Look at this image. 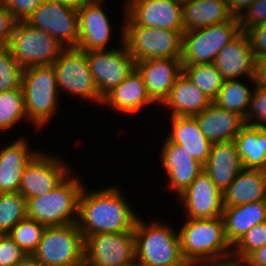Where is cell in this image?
<instances>
[{"label":"cell","mask_w":266,"mask_h":266,"mask_svg":"<svg viewBox=\"0 0 266 266\" xmlns=\"http://www.w3.org/2000/svg\"><path fill=\"white\" fill-rule=\"evenodd\" d=\"M120 185L96 190L83 187L78 203L77 226L83 236L96 233H123L134 230L140 216L124 197Z\"/></svg>","instance_id":"obj_1"},{"label":"cell","mask_w":266,"mask_h":266,"mask_svg":"<svg viewBox=\"0 0 266 266\" xmlns=\"http://www.w3.org/2000/svg\"><path fill=\"white\" fill-rule=\"evenodd\" d=\"M139 216L134 227L136 266H185L178 231L159 219Z\"/></svg>","instance_id":"obj_2"},{"label":"cell","mask_w":266,"mask_h":266,"mask_svg":"<svg viewBox=\"0 0 266 266\" xmlns=\"http://www.w3.org/2000/svg\"><path fill=\"white\" fill-rule=\"evenodd\" d=\"M181 225L178 234L181 254L186 262L232 257V246L226 239L222 217L186 218Z\"/></svg>","instance_id":"obj_3"},{"label":"cell","mask_w":266,"mask_h":266,"mask_svg":"<svg viewBox=\"0 0 266 266\" xmlns=\"http://www.w3.org/2000/svg\"><path fill=\"white\" fill-rule=\"evenodd\" d=\"M75 173V174H74ZM72 171L56 188L39 197L26 200V216L45 227L77 223L83 179Z\"/></svg>","instance_id":"obj_4"},{"label":"cell","mask_w":266,"mask_h":266,"mask_svg":"<svg viewBox=\"0 0 266 266\" xmlns=\"http://www.w3.org/2000/svg\"><path fill=\"white\" fill-rule=\"evenodd\" d=\"M22 91L25 112L34 131L40 132L60 111V95L53 65L24 68ZM40 129V130H39Z\"/></svg>","instance_id":"obj_5"},{"label":"cell","mask_w":266,"mask_h":266,"mask_svg":"<svg viewBox=\"0 0 266 266\" xmlns=\"http://www.w3.org/2000/svg\"><path fill=\"white\" fill-rule=\"evenodd\" d=\"M124 4L123 43L135 62L149 59L181 58L184 30H169L137 25Z\"/></svg>","instance_id":"obj_6"},{"label":"cell","mask_w":266,"mask_h":266,"mask_svg":"<svg viewBox=\"0 0 266 266\" xmlns=\"http://www.w3.org/2000/svg\"><path fill=\"white\" fill-rule=\"evenodd\" d=\"M239 20H230L183 33L182 66L214 63L220 50L241 33Z\"/></svg>","instance_id":"obj_7"},{"label":"cell","mask_w":266,"mask_h":266,"mask_svg":"<svg viewBox=\"0 0 266 266\" xmlns=\"http://www.w3.org/2000/svg\"><path fill=\"white\" fill-rule=\"evenodd\" d=\"M7 47L22 68L53 65L65 49L49 33L25 20L17 21Z\"/></svg>","instance_id":"obj_8"},{"label":"cell","mask_w":266,"mask_h":266,"mask_svg":"<svg viewBox=\"0 0 266 266\" xmlns=\"http://www.w3.org/2000/svg\"><path fill=\"white\" fill-rule=\"evenodd\" d=\"M32 255L43 266H78L84 260V236L77 223L46 227Z\"/></svg>","instance_id":"obj_9"},{"label":"cell","mask_w":266,"mask_h":266,"mask_svg":"<svg viewBox=\"0 0 266 266\" xmlns=\"http://www.w3.org/2000/svg\"><path fill=\"white\" fill-rule=\"evenodd\" d=\"M53 66L60 96L62 93H68L71 97L77 96L83 101L85 99V102L101 106L103 98L95 86L87 63L86 51L65 48Z\"/></svg>","instance_id":"obj_10"},{"label":"cell","mask_w":266,"mask_h":266,"mask_svg":"<svg viewBox=\"0 0 266 266\" xmlns=\"http://www.w3.org/2000/svg\"><path fill=\"white\" fill-rule=\"evenodd\" d=\"M121 30L120 48L112 47L108 50L86 52L90 72L102 98L125 80L136 68L135 60L123 43V23Z\"/></svg>","instance_id":"obj_11"},{"label":"cell","mask_w":266,"mask_h":266,"mask_svg":"<svg viewBox=\"0 0 266 266\" xmlns=\"http://www.w3.org/2000/svg\"><path fill=\"white\" fill-rule=\"evenodd\" d=\"M66 162L65 158L41 149L22 174L19 193L28 200L52 191L73 171Z\"/></svg>","instance_id":"obj_12"},{"label":"cell","mask_w":266,"mask_h":266,"mask_svg":"<svg viewBox=\"0 0 266 266\" xmlns=\"http://www.w3.org/2000/svg\"><path fill=\"white\" fill-rule=\"evenodd\" d=\"M84 259L99 266H136L134 231L85 236Z\"/></svg>","instance_id":"obj_13"},{"label":"cell","mask_w":266,"mask_h":266,"mask_svg":"<svg viewBox=\"0 0 266 266\" xmlns=\"http://www.w3.org/2000/svg\"><path fill=\"white\" fill-rule=\"evenodd\" d=\"M25 21L49 33L65 48H76L78 8L55 0H44Z\"/></svg>","instance_id":"obj_14"},{"label":"cell","mask_w":266,"mask_h":266,"mask_svg":"<svg viewBox=\"0 0 266 266\" xmlns=\"http://www.w3.org/2000/svg\"><path fill=\"white\" fill-rule=\"evenodd\" d=\"M104 2L87 0L78 8L77 49L86 52L112 49L109 44L114 28L108 12L103 8Z\"/></svg>","instance_id":"obj_15"},{"label":"cell","mask_w":266,"mask_h":266,"mask_svg":"<svg viewBox=\"0 0 266 266\" xmlns=\"http://www.w3.org/2000/svg\"><path fill=\"white\" fill-rule=\"evenodd\" d=\"M159 160L165 173L167 189L177 198L204 171V165L196 161L182 146L167 138L160 148Z\"/></svg>","instance_id":"obj_16"},{"label":"cell","mask_w":266,"mask_h":266,"mask_svg":"<svg viewBox=\"0 0 266 266\" xmlns=\"http://www.w3.org/2000/svg\"><path fill=\"white\" fill-rule=\"evenodd\" d=\"M185 218L211 219L222 217L224 210L223 193L211 178L203 171L178 196Z\"/></svg>","instance_id":"obj_17"},{"label":"cell","mask_w":266,"mask_h":266,"mask_svg":"<svg viewBox=\"0 0 266 266\" xmlns=\"http://www.w3.org/2000/svg\"><path fill=\"white\" fill-rule=\"evenodd\" d=\"M126 14L137 24L169 30H184L182 4L178 0H126Z\"/></svg>","instance_id":"obj_18"},{"label":"cell","mask_w":266,"mask_h":266,"mask_svg":"<svg viewBox=\"0 0 266 266\" xmlns=\"http://www.w3.org/2000/svg\"><path fill=\"white\" fill-rule=\"evenodd\" d=\"M148 96L160 106L168 97L177 77L183 72L181 58L149 59L136 62Z\"/></svg>","instance_id":"obj_19"},{"label":"cell","mask_w":266,"mask_h":266,"mask_svg":"<svg viewBox=\"0 0 266 266\" xmlns=\"http://www.w3.org/2000/svg\"><path fill=\"white\" fill-rule=\"evenodd\" d=\"M24 136L0 147V193L19 192L22 174L41 151L34 150Z\"/></svg>","instance_id":"obj_20"},{"label":"cell","mask_w":266,"mask_h":266,"mask_svg":"<svg viewBox=\"0 0 266 266\" xmlns=\"http://www.w3.org/2000/svg\"><path fill=\"white\" fill-rule=\"evenodd\" d=\"M150 104L156 105L148 96L142 75L134 71L119 85L109 91L102 99L101 107H110L115 113L135 116Z\"/></svg>","instance_id":"obj_21"},{"label":"cell","mask_w":266,"mask_h":266,"mask_svg":"<svg viewBox=\"0 0 266 266\" xmlns=\"http://www.w3.org/2000/svg\"><path fill=\"white\" fill-rule=\"evenodd\" d=\"M254 64L255 57L245 32L225 45L214 61L224 81L253 78Z\"/></svg>","instance_id":"obj_22"},{"label":"cell","mask_w":266,"mask_h":266,"mask_svg":"<svg viewBox=\"0 0 266 266\" xmlns=\"http://www.w3.org/2000/svg\"><path fill=\"white\" fill-rule=\"evenodd\" d=\"M170 130L167 139L183 147L196 161L205 165L211 152L212 143L200 129L194 116L169 117Z\"/></svg>","instance_id":"obj_23"},{"label":"cell","mask_w":266,"mask_h":266,"mask_svg":"<svg viewBox=\"0 0 266 266\" xmlns=\"http://www.w3.org/2000/svg\"><path fill=\"white\" fill-rule=\"evenodd\" d=\"M194 117L201 131L212 144L234 140L245 125L242 116L220 108L213 102Z\"/></svg>","instance_id":"obj_24"},{"label":"cell","mask_w":266,"mask_h":266,"mask_svg":"<svg viewBox=\"0 0 266 266\" xmlns=\"http://www.w3.org/2000/svg\"><path fill=\"white\" fill-rule=\"evenodd\" d=\"M243 169L234 140L212 145L204 172L222 193Z\"/></svg>","instance_id":"obj_25"},{"label":"cell","mask_w":266,"mask_h":266,"mask_svg":"<svg viewBox=\"0 0 266 266\" xmlns=\"http://www.w3.org/2000/svg\"><path fill=\"white\" fill-rule=\"evenodd\" d=\"M212 101L182 72L170 89L168 97L160 105L170 116H195Z\"/></svg>","instance_id":"obj_26"},{"label":"cell","mask_w":266,"mask_h":266,"mask_svg":"<svg viewBox=\"0 0 266 266\" xmlns=\"http://www.w3.org/2000/svg\"><path fill=\"white\" fill-rule=\"evenodd\" d=\"M225 236L233 247L253 226L266 222V201L224 207Z\"/></svg>","instance_id":"obj_27"},{"label":"cell","mask_w":266,"mask_h":266,"mask_svg":"<svg viewBox=\"0 0 266 266\" xmlns=\"http://www.w3.org/2000/svg\"><path fill=\"white\" fill-rule=\"evenodd\" d=\"M266 201V171L243 169L223 191V206Z\"/></svg>","instance_id":"obj_28"},{"label":"cell","mask_w":266,"mask_h":266,"mask_svg":"<svg viewBox=\"0 0 266 266\" xmlns=\"http://www.w3.org/2000/svg\"><path fill=\"white\" fill-rule=\"evenodd\" d=\"M233 16L224 0H191L182 4L184 32L219 24Z\"/></svg>","instance_id":"obj_29"},{"label":"cell","mask_w":266,"mask_h":266,"mask_svg":"<svg viewBox=\"0 0 266 266\" xmlns=\"http://www.w3.org/2000/svg\"><path fill=\"white\" fill-rule=\"evenodd\" d=\"M234 141L244 169L266 171V128L245 124Z\"/></svg>","instance_id":"obj_30"},{"label":"cell","mask_w":266,"mask_h":266,"mask_svg":"<svg viewBox=\"0 0 266 266\" xmlns=\"http://www.w3.org/2000/svg\"><path fill=\"white\" fill-rule=\"evenodd\" d=\"M251 85L252 88L250 87ZM253 86H255L253 78H247V80H243V78L242 80L241 78L226 80L223 82L213 103L220 108L235 112L245 118L249 109L251 95L254 89Z\"/></svg>","instance_id":"obj_31"},{"label":"cell","mask_w":266,"mask_h":266,"mask_svg":"<svg viewBox=\"0 0 266 266\" xmlns=\"http://www.w3.org/2000/svg\"><path fill=\"white\" fill-rule=\"evenodd\" d=\"M25 124L27 119L25 112L24 94L22 89H13L0 93V133L7 132L18 124Z\"/></svg>","instance_id":"obj_32"},{"label":"cell","mask_w":266,"mask_h":266,"mask_svg":"<svg viewBox=\"0 0 266 266\" xmlns=\"http://www.w3.org/2000/svg\"><path fill=\"white\" fill-rule=\"evenodd\" d=\"M182 68L193 84L213 102L224 82L214 63L182 66Z\"/></svg>","instance_id":"obj_33"},{"label":"cell","mask_w":266,"mask_h":266,"mask_svg":"<svg viewBox=\"0 0 266 266\" xmlns=\"http://www.w3.org/2000/svg\"><path fill=\"white\" fill-rule=\"evenodd\" d=\"M26 217V199L19 192L0 193V234H8Z\"/></svg>","instance_id":"obj_34"},{"label":"cell","mask_w":266,"mask_h":266,"mask_svg":"<svg viewBox=\"0 0 266 266\" xmlns=\"http://www.w3.org/2000/svg\"><path fill=\"white\" fill-rule=\"evenodd\" d=\"M45 228L43 224L26 217L19 221L8 235L27 255H32L39 245Z\"/></svg>","instance_id":"obj_35"},{"label":"cell","mask_w":266,"mask_h":266,"mask_svg":"<svg viewBox=\"0 0 266 266\" xmlns=\"http://www.w3.org/2000/svg\"><path fill=\"white\" fill-rule=\"evenodd\" d=\"M24 68L13 57L11 50L0 48V93L13 89H22Z\"/></svg>","instance_id":"obj_36"},{"label":"cell","mask_w":266,"mask_h":266,"mask_svg":"<svg viewBox=\"0 0 266 266\" xmlns=\"http://www.w3.org/2000/svg\"><path fill=\"white\" fill-rule=\"evenodd\" d=\"M266 245V222L253 226L233 247L232 257L243 262L256 249Z\"/></svg>","instance_id":"obj_37"},{"label":"cell","mask_w":266,"mask_h":266,"mask_svg":"<svg viewBox=\"0 0 266 266\" xmlns=\"http://www.w3.org/2000/svg\"><path fill=\"white\" fill-rule=\"evenodd\" d=\"M244 121L248 125L266 128V90L254 86Z\"/></svg>","instance_id":"obj_38"},{"label":"cell","mask_w":266,"mask_h":266,"mask_svg":"<svg viewBox=\"0 0 266 266\" xmlns=\"http://www.w3.org/2000/svg\"><path fill=\"white\" fill-rule=\"evenodd\" d=\"M242 32L266 23V0H257L237 17Z\"/></svg>","instance_id":"obj_39"},{"label":"cell","mask_w":266,"mask_h":266,"mask_svg":"<svg viewBox=\"0 0 266 266\" xmlns=\"http://www.w3.org/2000/svg\"><path fill=\"white\" fill-rule=\"evenodd\" d=\"M26 255L8 234H0V266H16Z\"/></svg>","instance_id":"obj_40"},{"label":"cell","mask_w":266,"mask_h":266,"mask_svg":"<svg viewBox=\"0 0 266 266\" xmlns=\"http://www.w3.org/2000/svg\"><path fill=\"white\" fill-rule=\"evenodd\" d=\"M44 0H2L17 21L26 20Z\"/></svg>","instance_id":"obj_41"},{"label":"cell","mask_w":266,"mask_h":266,"mask_svg":"<svg viewBox=\"0 0 266 266\" xmlns=\"http://www.w3.org/2000/svg\"><path fill=\"white\" fill-rule=\"evenodd\" d=\"M246 35L255 58L266 56V23L248 29Z\"/></svg>","instance_id":"obj_42"},{"label":"cell","mask_w":266,"mask_h":266,"mask_svg":"<svg viewBox=\"0 0 266 266\" xmlns=\"http://www.w3.org/2000/svg\"><path fill=\"white\" fill-rule=\"evenodd\" d=\"M17 20L2 3L0 4V48L8 46Z\"/></svg>","instance_id":"obj_43"},{"label":"cell","mask_w":266,"mask_h":266,"mask_svg":"<svg viewBox=\"0 0 266 266\" xmlns=\"http://www.w3.org/2000/svg\"><path fill=\"white\" fill-rule=\"evenodd\" d=\"M253 80L255 87L266 90V56L255 58Z\"/></svg>","instance_id":"obj_44"},{"label":"cell","mask_w":266,"mask_h":266,"mask_svg":"<svg viewBox=\"0 0 266 266\" xmlns=\"http://www.w3.org/2000/svg\"><path fill=\"white\" fill-rule=\"evenodd\" d=\"M185 266H243L242 262L233 257L220 260H206V261H191L186 262Z\"/></svg>","instance_id":"obj_45"},{"label":"cell","mask_w":266,"mask_h":266,"mask_svg":"<svg viewBox=\"0 0 266 266\" xmlns=\"http://www.w3.org/2000/svg\"><path fill=\"white\" fill-rule=\"evenodd\" d=\"M242 263L243 266H266V245L256 249Z\"/></svg>","instance_id":"obj_46"},{"label":"cell","mask_w":266,"mask_h":266,"mask_svg":"<svg viewBox=\"0 0 266 266\" xmlns=\"http://www.w3.org/2000/svg\"><path fill=\"white\" fill-rule=\"evenodd\" d=\"M230 12L238 17L242 11L257 0H224Z\"/></svg>","instance_id":"obj_47"},{"label":"cell","mask_w":266,"mask_h":266,"mask_svg":"<svg viewBox=\"0 0 266 266\" xmlns=\"http://www.w3.org/2000/svg\"><path fill=\"white\" fill-rule=\"evenodd\" d=\"M16 266H43L33 255H26Z\"/></svg>","instance_id":"obj_48"},{"label":"cell","mask_w":266,"mask_h":266,"mask_svg":"<svg viewBox=\"0 0 266 266\" xmlns=\"http://www.w3.org/2000/svg\"><path fill=\"white\" fill-rule=\"evenodd\" d=\"M59 1L63 4H66L68 6H71L73 8H79L81 7L87 0H55Z\"/></svg>","instance_id":"obj_49"},{"label":"cell","mask_w":266,"mask_h":266,"mask_svg":"<svg viewBox=\"0 0 266 266\" xmlns=\"http://www.w3.org/2000/svg\"><path fill=\"white\" fill-rule=\"evenodd\" d=\"M78 266H99V265L93 264L84 259Z\"/></svg>","instance_id":"obj_50"},{"label":"cell","mask_w":266,"mask_h":266,"mask_svg":"<svg viewBox=\"0 0 266 266\" xmlns=\"http://www.w3.org/2000/svg\"><path fill=\"white\" fill-rule=\"evenodd\" d=\"M181 4H183V3H186V2H189V1H191V0H178Z\"/></svg>","instance_id":"obj_51"}]
</instances>
